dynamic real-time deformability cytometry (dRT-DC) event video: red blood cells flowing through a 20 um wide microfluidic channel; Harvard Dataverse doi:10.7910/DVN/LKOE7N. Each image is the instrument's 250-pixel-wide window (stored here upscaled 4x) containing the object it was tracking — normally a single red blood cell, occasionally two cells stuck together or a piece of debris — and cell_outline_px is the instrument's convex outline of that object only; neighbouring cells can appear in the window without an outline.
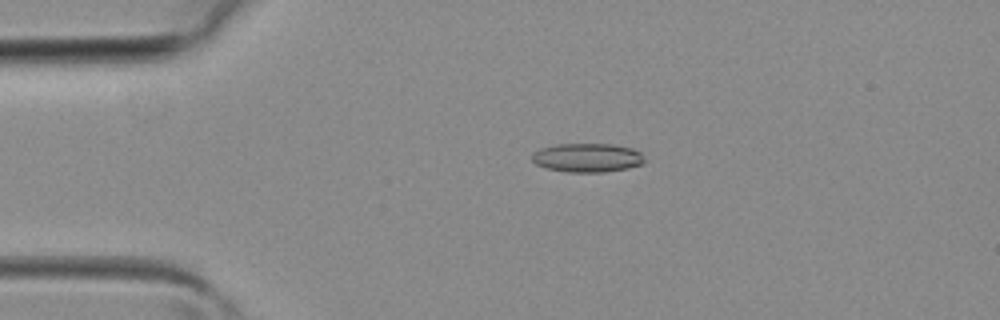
{"species": "common noctule bat (a hibernating species)", "species_latin": "Nyctalus noctula", "temperature_condition": "room temperature", "stored_images_in_passage": 3, "camera_frame_rate_fps": 3000, "um_per_image_px": 0.085, "animal": {"sex": "female", "body_mass_g": 19.3, "forearm_length_mm": 54.1}, "frame": {"image": 1, "passage_image": 3, "time_ms": 0.667, "image_size_px": [1000, 320], "cell_outline_px": [[644, 164], [628, 168], [604, 172], [568, 172], [548, 168], [536, 164], [532, 160], [532, 152], [540, 148], [556, 144], [616, 144], [632, 148], [640, 152], [644, 160]], "centroid_in_image_um": [49.93, 13.4], "position_along_channel_um": 35.1, "area_um2": 19.02}}